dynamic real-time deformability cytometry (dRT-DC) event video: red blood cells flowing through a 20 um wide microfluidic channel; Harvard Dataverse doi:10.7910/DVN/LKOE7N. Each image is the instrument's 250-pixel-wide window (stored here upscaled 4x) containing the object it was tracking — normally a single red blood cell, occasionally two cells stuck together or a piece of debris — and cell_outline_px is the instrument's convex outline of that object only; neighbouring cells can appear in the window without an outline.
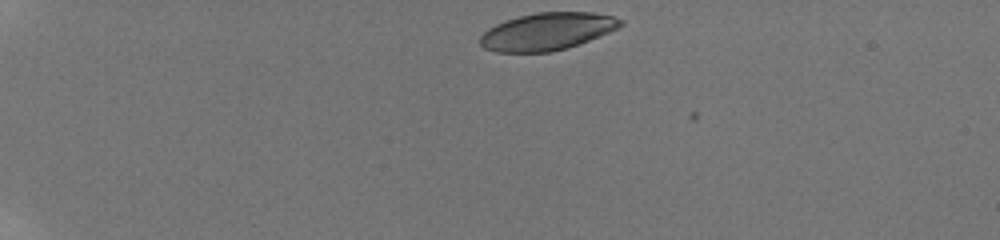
{"species": "human", "species_latin": "Homo sapiens", "temperature_condition": "room temperature", "stored_images_in_passage": 10, "camera_frame_rate_fps": 3000, "um_per_image_px": 0.085, "donor": {"sex": "male"}, "frame": {"image": 1, "passage_image": 1, "time_ms": 0.0, "image_size_px": [1000, 240], "cell_outline_px": [[624, 24], [608, 32], [568, 48], [552, 52], [496, 52], [484, 48], [480, 44], [480, 36], [488, 28], [496, 24], [520, 16], [536, 12], [592, 12], [612, 16], [624, 20]], "centroid_in_image_um": [46.5, 2.68], "position_along_channel_um": 38.5, "area_um2": 30.4}}
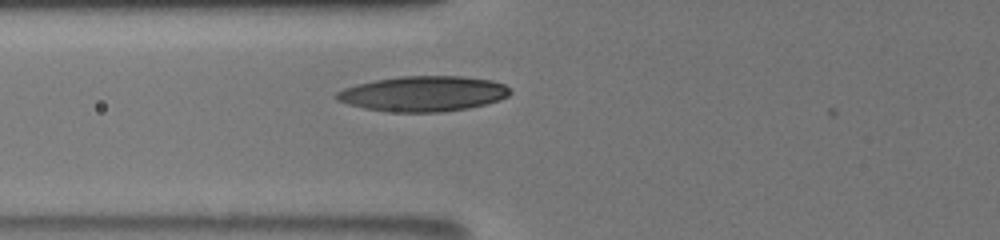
{"frame": {"image": 2, "passage_image": 10, "time_ms": 3.0, "image_size_px": [1000, 240], "cell_outline_px": [[512, 92], [508, 96], [500, 100], [468, 108], [440, 112], [388, 112], [364, 108], [348, 104], [336, 100], [336, 92], [344, 88], [356, 84], [376, 80], [400, 76], [460, 76], [492, 80], [504, 84]], "centroid_in_image_um": [35.97, 7.97], "position_along_channel_um": 89.8, "area_um2": 35.72}}